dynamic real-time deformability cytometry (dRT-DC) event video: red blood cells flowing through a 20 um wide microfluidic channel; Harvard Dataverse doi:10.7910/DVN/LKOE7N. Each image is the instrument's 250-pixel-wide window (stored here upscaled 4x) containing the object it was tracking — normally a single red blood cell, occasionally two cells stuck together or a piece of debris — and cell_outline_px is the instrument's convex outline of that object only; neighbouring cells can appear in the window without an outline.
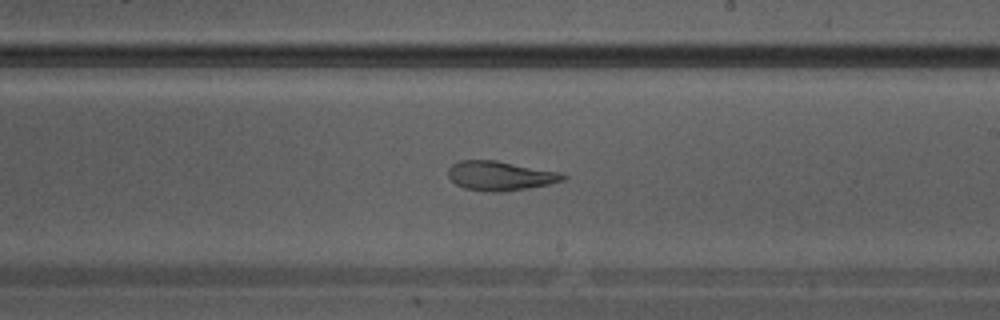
{"species": "Egyptian fruit bat (a non-hibernating species)", "species_latin": "Rousettus aegyptiacus", "temperature_condition": "warm", "stored_images_in_passage": 28, "camera_frame_rate_fps": 3000, "um_per_image_px": 0.085, "animal": {"sex": "male"}, "frame": {"image": 1, "passage_image": 16, "time_ms": 5.0, "image_size_px": [1000, 320], "cell_outline_px": [[568, 176], [564, 180], [548, 184], [528, 188], [504, 192], [492, 192], [464, 188], [456, 184], [448, 176], [448, 168], [452, 164], [460, 160], [496, 160], [560, 172]], "centroid_in_image_um": [42.51, 14.94], "position_along_channel_um": 246.5, "area_um2": 19.65}}